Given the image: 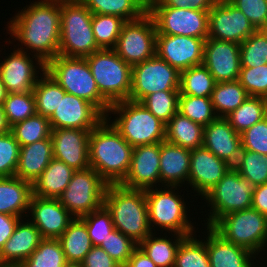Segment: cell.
Wrapping results in <instances>:
<instances>
[{
	"mask_svg": "<svg viewBox=\"0 0 267 267\" xmlns=\"http://www.w3.org/2000/svg\"><path fill=\"white\" fill-rule=\"evenodd\" d=\"M26 7L11 18L8 31L23 44L18 49L31 50L35 61L46 64L59 53L61 0H40Z\"/></svg>",
	"mask_w": 267,
	"mask_h": 267,
	"instance_id": "obj_1",
	"label": "cell"
},
{
	"mask_svg": "<svg viewBox=\"0 0 267 267\" xmlns=\"http://www.w3.org/2000/svg\"><path fill=\"white\" fill-rule=\"evenodd\" d=\"M109 121L105 117L90 132L89 163L108 184H120L128 174L134 147Z\"/></svg>",
	"mask_w": 267,
	"mask_h": 267,
	"instance_id": "obj_2",
	"label": "cell"
},
{
	"mask_svg": "<svg viewBox=\"0 0 267 267\" xmlns=\"http://www.w3.org/2000/svg\"><path fill=\"white\" fill-rule=\"evenodd\" d=\"M104 205L110 211L114 229L139 244L152 233L145 190L129 189L120 184H108Z\"/></svg>",
	"mask_w": 267,
	"mask_h": 267,
	"instance_id": "obj_3",
	"label": "cell"
},
{
	"mask_svg": "<svg viewBox=\"0 0 267 267\" xmlns=\"http://www.w3.org/2000/svg\"><path fill=\"white\" fill-rule=\"evenodd\" d=\"M45 71L66 93L89 101L108 115L111 104L99 93L86 58L57 55L45 64Z\"/></svg>",
	"mask_w": 267,
	"mask_h": 267,
	"instance_id": "obj_4",
	"label": "cell"
},
{
	"mask_svg": "<svg viewBox=\"0 0 267 267\" xmlns=\"http://www.w3.org/2000/svg\"><path fill=\"white\" fill-rule=\"evenodd\" d=\"M92 15L80 0H61L58 55L85 58L100 49L92 30Z\"/></svg>",
	"mask_w": 267,
	"mask_h": 267,
	"instance_id": "obj_5",
	"label": "cell"
},
{
	"mask_svg": "<svg viewBox=\"0 0 267 267\" xmlns=\"http://www.w3.org/2000/svg\"><path fill=\"white\" fill-rule=\"evenodd\" d=\"M110 113L117 114L111 124L132 147L165 141L166 124L140 102L124 100L113 103L106 117Z\"/></svg>",
	"mask_w": 267,
	"mask_h": 267,
	"instance_id": "obj_6",
	"label": "cell"
},
{
	"mask_svg": "<svg viewBox=\"0 0 267 267\" xmlns=\"http://www.w3.org/2000/svg\"><path fill=\"white\" fill-rule=\"evenodd\" d=\"M85 58L99 93L110 104L129 100L132 66L120 58L114 49H99Z\"/></svg>",
	"mask_w": 267,
	"mask_h": 267,
	"instance_id": "obj_7",
	"label": "cell"
},
{
	"mask_svg": "<svg viewBox=\"0 0 267 267\" xmlns=\"http://www.w3.org/2000/svg\"><path fill=\"white\" fill-rule=\"evenodd\" d=\"M212 228L226 241L255 256L267 245V216L252 207L224 215Z\"/></svg>",
	"mask_w": 267,
	"mask_h": 267,
	"instance_id": "obj_8",
	"label": "cell"
},
{
	"mask_svg": "<svg viewBox=\"0 0 267 267\" xmlns=\"http://www.w3.org/2000/svg\"><path fill=\"white\" fill-rule=\"evenodd\" d=\"M162 188H150L145 190L146 203L148 208V220L151 231L153 226L178 233L183 236L195 234L194 226L187 217V208L184 198L177 195L175 190L178 186H163ZM159 189V190H158ZM174 191V192H173ZM154 224V225H153ZM152 226V227H151Z\"/></svg>",
	"mask_w": 267,
	"mask_h": 267,
	"instance_id": "obj_9",
	"label": "cell"
},
{
	"mask_svg": "<svg viewBox=\"0 0 267 267\" xmlns=\"http://www.w3.org/2000/svg\"><path fill=\"white\" fill-rule=\"evenodd\" d=\"M254 186L232 167L223 178L203 197L210 207L207 218L208 227H212L226 214L252 207Z\"/></svg>",
	"mask_w": 267,
	"mask_h": 267,
	"instance_id": "obj_10",
	"label": "cell"
},
{
	"mask_svg": "<svg viewBox=\"0 0 267 267\" xmlns=\"http://www.w3.org/2000/svg\"><path fill=\"white\" fill-rule=\"evenodd\" d=\"M107 186L93 168L76 170L58 199L75 218H80L104 205Z\"/></svg>",
	"mask_w": 267,
	"mask_h": 267,
	"instance_id": "obj_11",
	"label": "cell"
},
{
	"mask_svg": "<svg viewBox=\"0 0 267 267\" xmlns=\"http://www.w3.org/2000/svg\"><path fill=\"white\" fill-rule=\"evenodd\" d=\"M156 36L154 19L146 12L141 18L123 24L114 51L134 66L156 55Z\"/></svg>",
	"mask_w": 267,
	"mask_h": 267,
	"instance_id": "obj_12",
	"label": "cell"
},
{
	"mask_svg": "<svg viewBox=\"0 0 267 267\" xmlns=\"http://www.w3.org/2000/svg\"><path fill=\"white\" fill-rule=\"evenodd\" d=\"M180 72L157 55L132 66L129 100L141 102L159 91H179Z\"/></svg>",
	"mask_w": 267,
	"mask_h": 267,
	"instance_id": "obj_13",
	"label": "cell"
},
{
	"mask_svg": "<svg viewBox=\"0 0 267 267\" xmlns=\"http://www.w3.org/2000/svg\"><path fill=\"white\" fill-rule=\"evenodd\" d=\"M157 34L208 38L209 12L190 8L148 7Z\"/></svg>",
	"mask_w": 267,
	"mask_h": 267,
	"instance_id": "obj_14",
	"label": "cell"
},
{
	"mask_svg": "<svg viewBox=\"0 0 267 267\" xmlns=\"http://www.w3.org/2000/svg\"><path fill=\"white\" fill-rule=\"evenodd\" d=\"M255 31L243 12L228 0H218L209 11L208 38L241 44Z\"/></svg>",
	"mask_w": 267,
	"mask_h": 267,
	"instance_id": "obj_15",
	"label": "cell"
},
{
	"mask_svg": "<svg viewBox=\"0 0 267 267\" xmlns=\"http://www.w3.org/2000/svg\"><path fill=\"white\" fill-rule=\"evenodd\" d=\"M203 38L157 34L156 55L179 72L203 64Z\"/></svg>",
	"mask_w": 267,
	"mask_h": 267,
	"instance_id": "obj_16",
	"label": "cell"
},
{
	"mask_svg": "<svg viewBox=\"0 0 267 267\" xmlns=\"http://www.w3.org/2000/svg\"><path fill=\"white\" fill-rule=\"evenodd\" d=\"M106 116L89 101L75 95L65 93L49 118L52 129L92 130Z\"/></svg>",
	"mask_w": 267,
	"mask_h": 267,
	"instance_id": "obj_17",
	"label": "cell"
},
{
	"mask_svg": "<svg viewBox=\"0 0 267 267\" xmlns=\"http://www.w3.org/2000/svg\"><path fill=\"white\" fill-rule=\"evenodd\" d=\"M31 53L14 50L0 63V75L7 93L32 92L39 77V70L45 71L43 62L34 63ZM36 64L38 66H36ZM39 70L37 71V69Z\"/></svg>",
	"mask_w": 267,
	"mask_h": 267,
	"instance_id": "obj_18",
	"label": "cell"
},
{
	"mask_svg": "<svg viewBox=\"0 0 267 267\" xmlns=\"http://www.w3.org/2000/svg\"><path fill=\"white\" fill-rule=\"evenodd\" d=\"M203 65L216 83L238 80L241 68L240 44L207 38Z\"/></svg>",
	"mask_w": 267,
	"mask_h": 267,
	"instance_id": "obj_19",
	"label": "cell"
},
{
	"mask_svg": "<svg viewBox=\"0 0 267 267\" xmlns=\"http://www.w3.org/2000/svg\"><path fill=\"white\" fill-rule=\"evenodd\" d=\"M160 180V143L139 145L133 148L131 165L121 186L129 189L154 188Z\"/></svg>",
	"mask_w": 267,
	"mask_h": 267,
	"instance_id": "obj_20",
	"label": "cell"
},
{
	"mask_svg": "<svg viewBox=\"0 0 267 267\" xmlns=\"http://www.w3.org/2000/svg\"><path fill=\"white\" fill-rule=\"evenodd\" d=\"M91 130L52 129L54 158L76 170H85L89 163V135Z\"/></svg>",
	"mask_w": 267,
	"mask_h": 267,
	"instance_id": "obj_21",
	"label": "cell"
},
{
	"mask_svg": "<svg viewBox=\"0 0 267 267\" xmlns=\"http://www.w3.org/2000/svg\"><path fill=\"white\" fill-rule=\"evenodd\" d=\"M29 213L31 222L43 238L58 239L75 218L58 198H43L32 195Z\"/></svg>",
	"mask_w": 267,
	"mask_h": 267,
	"instance_id": "obj_22",
	"label": "cell"
},
{
	"mask_svg": "<svg viewBox=\"0 0 267 267\" xmlns=\"http://www.w3.org/2000/svg\"><path fill=\"white\" fill-rule=\"evenodd\" d=\"M232 168L204 146L191 150L188 185L201 198L211 190ZM194 188V189H193Z\"/></svg>",
	"mask_w": 267,
	"mask_h": 267,
	"instance_id": "obj_23",
	"label": "cell"
},
{
	"mask_svg": "<svg viewBox=\"0 0 267 267\" xmlns=\"http://www.w3.org/2000/svg\"><path fill=\"white\" fill-rule=\"evenodd\" d=\"M203 146L234 167L241 151V136L224 117H217L204 127Z\"/></svg>",
	"mask_w": 267,
	"mask_h": 267,
	"instance_id": "obj_24",
	"label": "cell"
},
{
	"mask_svg": "<svg viewBox=\"0 0 267 267\" xmlns=\"http://www.w3.org/2000/svg\"><path fill=\"white\" fill-rule=\"evenodd\" d=\"M30 219L17 223L13 235L0 250V267H19L44 239Z\"/></svg>",
	"mask_w": 267,
	"mask_h": 267,
	"instance_id": "obj_25",
	"label": "cell"
},
{
	"mask_svg": "<svg viewBox=\"0 0 267 267\" xmlns=\"http://www.w3.org/2000/svg\"><path fill=\"white\" fill-rule=\"evenodd\" d=\"M207 230L208 237L205 242L210 267L256 266V264L253 263L256 258L254 256L255 254L241 246L226 241L212 227L207 226Z\"/></svg>",
	"mask_w": 267,
	"mask_h": 267,
	"instance_id": "obj_26",
	"label": "cell"
},
{
	"mask_svg": "<svg viewBox=\"0 0 267 267\" xmlns=\"http://www.w3.org/2000/svg\"><path fill=\"white\" fill-rule=\"evenodd\" d=\"M190 152L178 145L165 141L160 143V180L164 186H180L188 182Z\"/></svg>",
	"mask_w": 267,
	"mask_h": 267,
	"instance_id": "obj_27",
	"label": "cell"
},
{
	"mask_svg": "<svg viewBox=\"0 0 267 267\" xmlns=\"http://www.w3.org/2000/svg\"><path fill=\"white\" fill-rule=\"evenodd\" d=\"M53 158L51 137L21 146L14 176L33 183Z\"/></svg>",
	"mask_w": 267,
	"mask_h": 267,
	"instance_id": "obj_28",
	"label": "cell"
},
{
	"mask_svg": "<svg viewBox=\"0 0 267 267\" xmlns=\"http://www.w3.org/2000/svg\"><path fill=\"white\" fill-rule=\"evenodd\" d=\"M31 197V182L15 176L0 177V213L18 216L22 219L23 215L29 217L24 213L29 212Z\"/></svg>",
	"mask_w": 267,
	"mask_h": 267,
	"instance_id": "obj_29",
	"label": "cell"
},
{
	"mask_svg": "<svg viewBox=\"0 0 267 267\" xmlns=\"http://www.w3.org/2000/svg\"><path fill=\"white\" fill-rule=\"evenodd\" d=\"M75 170L53 158L41 175L32 183V195L59 198L71 181Z\"/></svg>",
	"mask_w": 267,
	"mask_h": 267,
	"instance_id": "obj_30",
	"label": "cell"
},
{
	"mask_svg": "<svg viewBox=\"0 0 267 267\" xmlns=\"http://www.w3.org/2000/svg\"><path fill=\"white\" fill-rule=\"evenodd\" d=\"M204 127L177 112L166 124L165 140L193 150L203 146Z\"/></svg>",
	"mask_w": 267,
	"mask_h": 267,
	"instance_id": "obj_31",
	"label": "cell"
},
{
	"mask_svg": "<svg viewBox=\"0 0 267 267\" xmlns=\"http://www.w3.org/2000/svg\"><path fill=\"white\" fill-rule=\"evenodd\" d=\"M67 262L82 263L91 250L92 243L81 218H74L63 234L58 238Z\"/></svg>",
	"mask_w": 267,
	"mask_h": 267,
	"instance_id": "obj_32",
	"label": "cell"
},
{
	"mask_svg": "<svg viewBox=\"0 0 267 267\" xmlns=\"http://www.w3.org/2000/svg\"><path fill=\"white\" fill-rule=\"evenodd\" d=\"M93 14H108L125 21L141 18L148 10V0H80Z\"/></svg>",
	"mask_w": 267,
	"mask_h": 267,
	"instance_id": "obj_33",
	"label": "cell"
},
{
	"mask_svg": "<svg viewBox=\"0 0 267 267\" xmlns=\"http://www.w3.org/2000/svg\"><path fill=\"white\" fill-rule=\"evenodd\" d=\"M155 233L149 234L138 247L158 266V267H174L177 249L181 241L186 237L178 233H174L172 239L167 237H154Z\"/></svg>",
	"mask_w": 267,
	"mask_h": 267,
	"instance_id": "obj_34",
	"label": "cell"
},
{
	"mask_svg": "<svg viewBox=\"0 0 267 267\" xmlns=\"http://www.w3.org/2000/svg\"><path fill=\"white\" fill-rule=\"evenodd\" d=\"M250 96L238 80L216 83L211 95L217 117H226Z\"/></svg>",
	"mask_w": 267,
	"mask_h": 267,
	"instance_id": "obj_35",
	"label": "cell"
},
{
	"mask_svg": "<svg viewBox=\"0 0 267 267\" xmlns=\"http://www.w3.org/2000/svg\"><path fill=\"white\" fill-rule=\"evenodd\" d=\"M40 75L41 79L38 78L33 88L36 113L49 119L66 92L46 71Z\"/></svg>",
	"mask_w": 267,
	"mask_h": 267,
	"instance_id": "obj_36",
	"label": "cell"
},
{
	"mask_svg": "<svg viewBox=\"0 0 267 267\" xmlns=\"http://www.w3.org/2000/svg\"><path fill=\"white\" fill-rule=\"evenodd\" d=\"M266 117L267 99L250 96L225 118L229 121L231 127L241 134L244 130Z\"/></svg>",
	"mask_w": 267,
	"mask_h": 267,
	"instance_id": "obj_37",
	"label": "cell"
},
{
	"mask_svg": "<svg viewBox=\"0 0 267 267\" xmlns=\"http://www.w3.org/2000/svg\"><path fill=\"white\" fill-rule=\"evenodd\" d=\"M216 81L202 64L180 72V95L211 97Z\"/></svg>",
	"mask_w": 267,
	"mask_h": 267,
	"instance_id": "obj_38",
	"label": "cell"
},
{
	"mask_svg": "<svg viewBox=\"0 0 267 267\" xmlns=\"http://www.w3.org/2000/svg\"><path fill=\"white\" fill-rule=\"evenodd\" d=\"M11 132L19 145L25 146L51 137L52 128L48 118L36 113L11 126Z\"/></svg>",
	"mask_w": 267,
	"mask_h": 267,
	"instance_id": "obj_39",
	"label": "cell"
},
{
	"mask_svg": "<svg viewBox=\"0 0 267 267\" xmlns=\"http://www.w3.org/2000/svg\"><path fill=\"white\" fill-rule=\"evenodd\" d=\"M66 263L59 240L44 238L19 267H64Z\"/></svg>",
	"mask_w": 267,
	"mask_h": 267,
	"instance_id": "obj_40",
	"label": "cell"
},
{
	"mask_svg": "<svg viewBox=\"0 0 267 267\" xmlns=\"http://www.w3.org/2000/svg\"><path fill=\"white\" fill-rule=\"evenodd\" d=\"M125 22L121 17L93 14L92 30L97 46L100 49H114Z\"/></svg>",
	"mask_w": 267,
	"mask_h": 267,
	"instance_id": "obj_41",
	"label": "cell"
},
{
	"mask_svg": "<svg viewBox=\"0 0 267 267\" xmlns=\"http://www.w3.org/2000/svg\"><path fill=\"white\" fill-rule=\"evenodd\" d=\"M233 168L253 186L267 183V155L241 149Z\"/></svg>",
	"mask_w": 267,
	"mask_h": 267,
	"instance_id": "obj_42",
	"label": "cell"
},
{
	"mask_svg": "<svg viewBox=\"0 0 267 267\" xmlns=\"http://www.w3.org/2000/svg\"><path fill=\"white\" fill-rule=\"evenodd\" d=\"M195 235L186 236L180 243L174 267H210L206 242Z\"/></svg>",
	"mask_w": 267,
	"mask_h": 267,
	"instance_id": "obj_43",
	"label": "cell"
},
{
	"mask_svg": "<svg viewBox=\"0 0 267 267\" xmlns=\"http://www.w3.org/2000/svg\"><path fill=\"white\" fill-rule=\"evenodd\" d=\"M178 112L203 127L217 118L211 97L179 95Z\"/></svg>",
	"mask_w": 267,
	"mask_h": 267,
	"instance_id": "obj_44",
	"label": "cell"
},
{
	"mask_svg": "<svg viewBox=\"0 0 267 267\" xmlns=\"http://www.w3.org/2000/svg\"><path fill=\"white\" fill-rule=\"evenodd\" d=\"M179 95L180 91H159L149 94L140 103L167 124L178 112Z\"/></svg>",
	"mask_w": 267,
	"mask_h": 267,
	"instance_id": "obj_45",
	"label": "cell"
},
{
	"mask_svg": "<svg viewBox=\"0 0 267 267\" xmlns=\"http://www.w3.org/2000/svg\"><path fill=\"white\" fill-rule=\"evenodd\" d=\"M3 109L10 126L36 114L35 97L32 92L8 93Z\"/></svg>",
	"mask_w": 267,
	"mask_h": 267,
	"instance_id": "obj_46",
	"label": "cell"
},
{
	"mask_svg": "<svg viewBox=\"0 0 267 267\" xmlns=\"http://www.w3.org/2000/svg\"><path fill=\"white\" fill-rule=\"evenodd\" d=\"M241 67L267 64V37L256 30L240 44Z\"/></svg>",
	"mask_w": 267,
	"mask_h": 267,
	"instance_id": "obj_47",
	"label": "cell"
},
{
	"mask_svg": "<svg viewBox=\"0 0 267 267\" xmlns=\"http://www.w3.org/2000/svg\"><path fill=\"white\" fill-rule=\"evenodd\" d=\"M80 218L86 224L93 246H99L107 238V235L114 230L111 213L105 205Z\"/></svg>",
	"mask_w": 267,
	"mask_h": 267,
	"instance_id": "obj_48",
	"label": "cell"
},
{
	"mask_svg": "<svg viewBox=\"0 0 267 267\" xmlns=\"http://www.w3.org/2000/svg\"><path fill=\"white\" fill-rule=\"evenodd\" d=\"M99 246L123 267L138 244L130 237H127L120 231L114 229Z\"/></svg>",
	"mask_w": 267,
	"mask_h": 267,
	"instance_id": "obj_49",
	"label": "cell"
},
{
	"mask_svg": "<svg viewBox=\"0 0 267 267\" xmlns=\"http://www.w3.org/2000/svg\"><path fill=\"white\" fill-rule=\"evenodd\" d=\"M238 81L249 96L267 99V64L241 67Z\"/></svg>",
	"mask_w": 267,
	"mask_h": 267,
	"instance_id": "obj_50",
	"label": "cell"
},
{
	"mask_svg": "<svg viewBox=\"0 0 267 267\" xmlns=\"http://www.w3.org/2000/svg\"><path fill=\"white\" fill-rule=\"evenodd\" d=\"M20 147L11 131L0 134V177L15 175Z\"/></svg>",
	"mask_w": 267,
	"mask_h": 267,
	"instance_id": "obj_51",
	"label": "cell"
},
{
	"mask_svg": "<svg viewBox=\"0 0 267 267\" xmlns=\"http://www.w3.org/2000/svg\"><path fill=\"white\" fill-rule=\"evenodd\" d=\"M241 149L267 155V117L241 134Z\"/></svg>",
	"mask_w": 267,
	"mask_h": 267,
	"instance_id": "obj_52",
	"label": "cell"
},
{
	"mask_svg": "<svg viewBox=\"0 0 267 267\" xmlns=\"http://www.w3.org/2000/svg\"><path fill=\"white\" fill-rule=\"evenodd\" d=\"M228 1L243 12L256 30H258L267 20V0Z\"/></svg>",
	"mask_w": 267,
	"mask_h": 267,
	"instance_id": "obj_53",
	"label": "cell"
},
{
	"mask_svg": "<svg viewBox=\"0 0 267 267\" xmlns=\"http://www.w3.org/2000/svg\"><path fill=\"white\" fill-rule=\"evenodd\" d=\"M218 0H148V7L190 8L210 11Z\"/></svg>",
	"mask_w": 267,
	"mask_h": 267,
	"instance_id": "obj_54",
	"label": "cell"
},
{
	"mask_svg": "<svg viewBox=\"0 0 267 267\" xmlns=\"http://www.w3.org/2000/svg\"><path fill=\"white\" fill-rule=\"evenodd\" d=\"M82 265L83 267H122L100 246H92Z\"/></svg>",
	"mask_w": 267,
	"mask_h": 267,
	"instance_id": "obj_55",
	"label": "cell"
},
{
	"mask_svg": "<svg viewBox=\"0 0 267 267\" xmlns=\"http://www.w3.org/2000/svg\"><path fill=\"white\" fill-rule=\"evenodd\" d=\"M19 220H21V217L0 213V250L13 235Z\"/></svg>",
	"mask_w": 267,
	"mask_h": 267,
	"instance_id": "obj_56",
	"label": "cell"
},
{
	"mask_svg": "<svg viewBox=\"0 0 267 267\" xmlns=\"http://www.w3.org/2000/svg\"><path fill=\"white\" fill-rule=\"evenodd\" d=\"M252 208L267 216V183L254 186Z\"/></svg>",
	"mask_w": 267,
	"mask_h": 267,
	"instance_id": "obj_57",
	"label": "cell"
},
{
	"mask_svg": "<svg viewBox=\"0 0 267 267\" xmlns=\"http://www.w3.org/2000/svg\"><path fill=\"white\" fill-rule=\"evenodd\" d=\"M123 267H158L138 246Z\"/></svg>",
	"mask_w": 267,
	"mask_h": 267,
	"instance_id": "obj_58",
	"label": "cell"
},
{
	"mask_svg": "<svg viewBox=\"0 0 267 267\" xmlns=\"http://www.w3.org/2000/svg\"><path fill=\"white\" fill-rule=\"evenodd\" d=\"M11 131V126L8 124L4 113L3 105H0V134H6Z\"/></svg>",
	"mask_w": 267,
	"mask_h": 267,
	"instance_id": "obj_59",
	"label": "cell"
},
{
	"mask_svg": "<svg viewBox=\"0 0 267 267\" xmlns=\"http://www.w3.org/2000/svg\"><path fill=\"white\" fill-rule=\"evenodd\" d=\"M7 94H8L7 90L5 88L4 83L2 82V78L0 75V105L3 104L4 100L6 99Z\"/></svg>",
	"mask_w": 267,
	"mask_h": 267,
	"instance_id": "obj_60",
	"label": "cell"
},
{
	"mask_svg": "<svg viewBox=\"0 0 267 267\" xmlns=\"http://www.w3.org/2000/svg\"><path fill=\"white\" fill-rule=\"evenodd\" d=\"M264 36L267 37V20L264 22V24L258 29Z\"/></svg>",
	"mask_w": 267,
	"mask_h": 267,
	"instance_id": "obj_61",
	"label": "cell"
},
{
	"mask_svg": "<svg viewBox=\"0 0 267 267\" xmlns=\"http://www.w3.org/2000/svg\"><path fill=\"white\" fill-rule=\"evenodd\" d=\"M64 267H83L82 263L67 262Z\"/></svg>",
	"mask_w": 267,
	"mask_h": 267,
	"instance_id": "obj_62",
	"label": "cell"
}]
</instances>
